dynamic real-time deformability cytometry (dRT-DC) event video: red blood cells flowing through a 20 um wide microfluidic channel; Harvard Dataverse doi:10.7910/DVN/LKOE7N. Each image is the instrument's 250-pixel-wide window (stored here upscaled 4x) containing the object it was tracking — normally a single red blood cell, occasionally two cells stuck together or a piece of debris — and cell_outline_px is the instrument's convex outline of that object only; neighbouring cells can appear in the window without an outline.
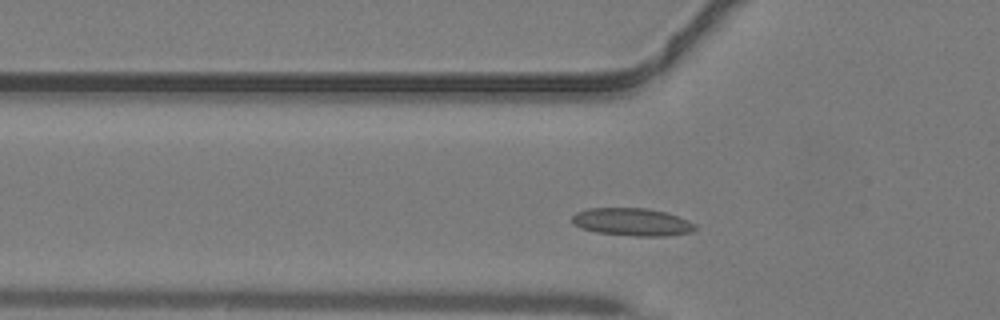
{"species": "common noctule bat (a hibernating species)", "species_latin": "Nyctalus noctula", "temperature_condition": "warm", "stored_images_in_passage": 25, "camera_frame_rate_fps": 3000, "um_per_image_px": 0.085, "animal": {"sex": "male", "body_mass_g": 19.2, "forearm_length_mm": 51.8}, "frame": {"image": 1, "passage_image": 2, "time_ms": 0.333, "image_size_px": [1000, 320], "cell_outline_px": [[696, 228], [692, 232], [668, 236], [632, 236], [596, 232], [580, 228], [572, 224], [572, 216], [576, 212], [588, 208], [648, 208], [664, 212], [688, 220], [696, 224]], "centroid_in_image_um": [53.71, 18.87], "position_along_channel_um": 72.1, "area_um2": 20.0}}
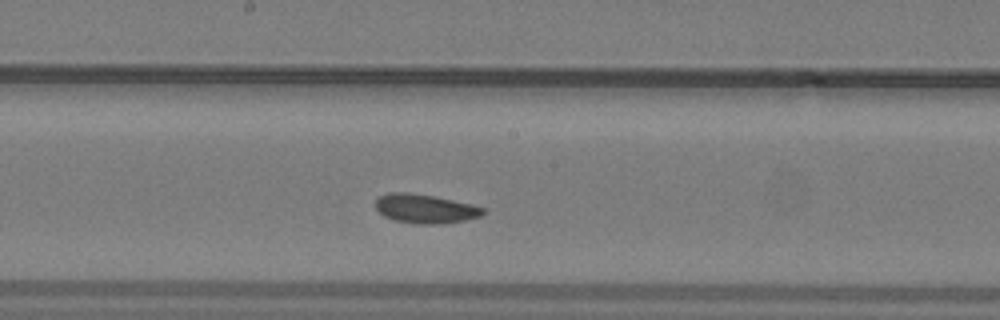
{"frame": {"image": 2, "passage_image": 11, "time_ms": 3.333, "image_size_px": [1000, 320], "cell_outline_px": [[488, 212], [480, 216], [464, 220], [444, 224], [416, 224], [392, 220], [384, 216], [376, 208], [376, 200], [380, 196], [388, 192], [408, 192], [432, 196], [472, 204], [484, 208]], "centroid_in_image_um": [36.15, 17.75], "position_along_channel_um": 212.1, "area_um2": 18.26}}
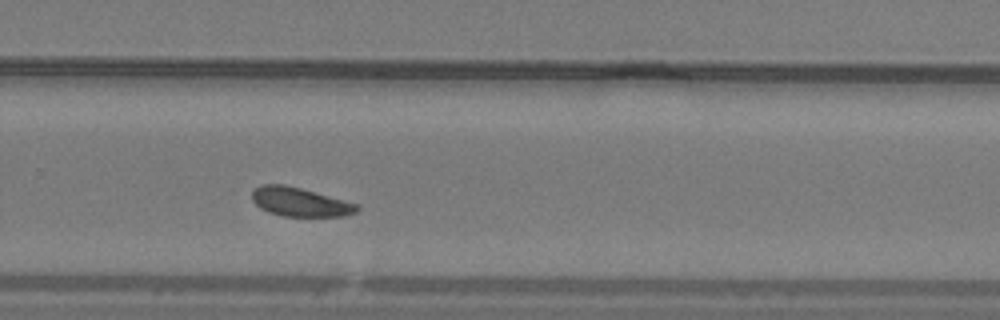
{"frame": {"image": 3, "passage_image": 17, "time_ms": 5.333, "image_size_px": [1000, 320], "cell_outline_px": [[360, 208], [356, 212], [344, 216], [284, 216], [268, 212], [260, 208], [252, 200], [252, 192], [260, 184], [284, 184], [300, 188], [356, 204]], "centroid_in_image_um": [25.45, 17.17], "position_along_channel_um": 304.4, "area_um2": 17.4}}